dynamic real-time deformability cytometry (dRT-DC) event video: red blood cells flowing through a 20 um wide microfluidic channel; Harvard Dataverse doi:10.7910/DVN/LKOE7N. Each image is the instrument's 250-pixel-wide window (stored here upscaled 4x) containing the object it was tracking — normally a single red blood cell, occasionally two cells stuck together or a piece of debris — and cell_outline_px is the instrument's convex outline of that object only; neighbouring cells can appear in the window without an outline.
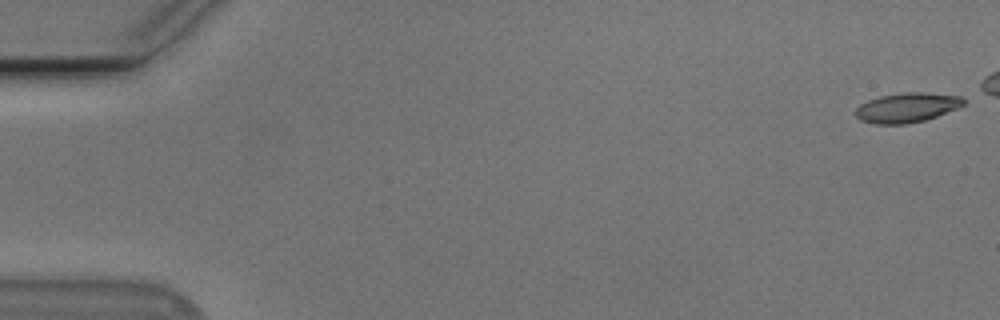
{"species": "Egyptian fruit bat (a non-hibernating species)", "species_latin": "Rousettus aegyptiacus", "temperature_condition": "cold", "stored_images_in_passage": 45, "camera_frame_rate_fps": 3000, "um_per_image_px": 0.085, "animal": {"sex": "male"}, "frame": {"image": 1, "passage_image": 1, "time_ms": 0.0, "image_size_px": [1000, 320], "cell_outline_px": [[964, 104], [956, 108], [936, 116], [924, 120], [904, 124], [876, 124], [860, 120], [856, 116], [856, 108], [860, 104], [868, 100], [880, 96], [904, 92], [924, 92], [964, 96]], "centroid_in_image_um": [77.08, 9.13], "position_along_channel_um": 7.9, "area_um2": 18.55}}
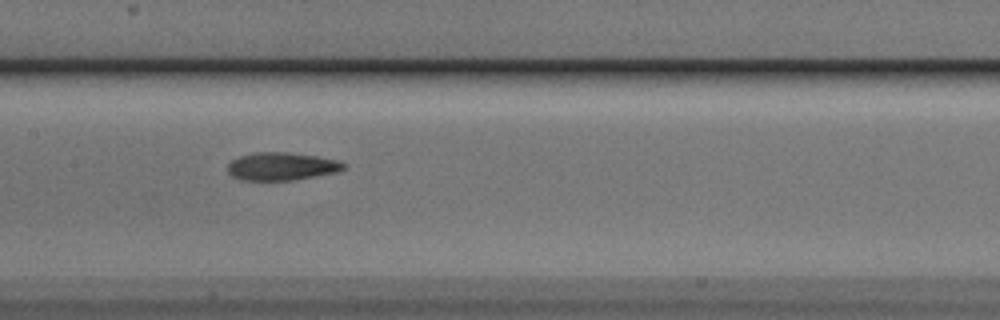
{"frame": {"image": 2, "passage_image": 27, "time_ms": 8.667, "image_size_px": [1000, 320], "cell_outline_px": [[348, 168], [336, 172], [292, 180], [240, 180], [232, 176], [228, 172], [228, 164], [232, 160], [240, 156], [252, 152], [288, 152], [316, 156], [340, 160], [348, 164]], "centroid_in_image_um": [23.97, 14.13], "position_along_channel_um": 183.4, "area_um2": 19.02}}
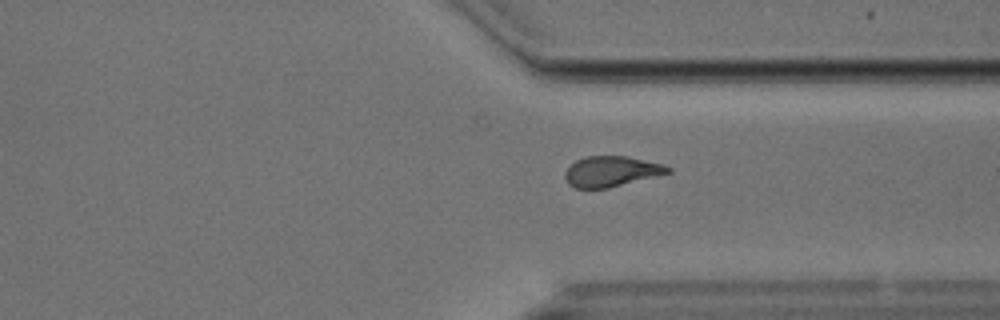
{"frame": {"image": 3, "passage_image": 41, "time_ms": 13.333, "image_size_px": [1000, 320], "cell_outline_px": [[672, 172], [608, 188], [576, 188], [568, 184], [564, 176], [564, 172], [576, 160], [584, 156], [628, 156], [664, 164], [672, 168]], "centroid_in_image_um": [51.97, 14.56], "position_along_channel_um": 359.4, "area_um2": 18.32}}